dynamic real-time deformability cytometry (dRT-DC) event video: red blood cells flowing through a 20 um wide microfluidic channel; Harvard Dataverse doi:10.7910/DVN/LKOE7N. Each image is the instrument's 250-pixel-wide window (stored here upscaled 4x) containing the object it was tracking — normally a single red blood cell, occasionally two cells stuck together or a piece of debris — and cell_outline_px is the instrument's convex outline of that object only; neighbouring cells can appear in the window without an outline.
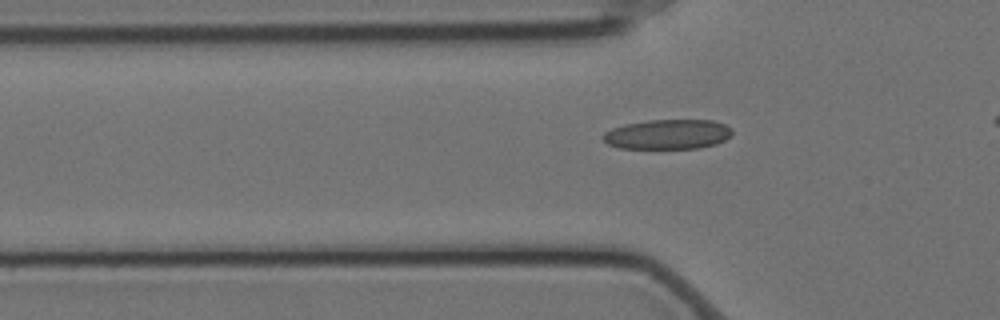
{"species": "Egyptian fruit bat (a non-hibernating species)", "species_latin": "Rousettus aegyptiacus", "temperature_condition": "cold", "stored_images_in_passage": 43, "camera_frame_rate_fps": 3000, "um_per_image_px": 0.085, "animal": {"sex": "female"}, "frame": {"image": 1, "passage_image": 14, "time_ms": 4.333, "image_size_px": [1000, 320], "cell_outline_px": [[732, 136], [716, 144], [700, 148], [620, 148], [608, 144], [600, 136], [604, 132], [612, 128], [624, 124], [648, 120], [712, 120], [724, 124], [732, 128]], "centroid_in_image_um": [56.76, 11.41], "position_along_channel_um": 69.0, "area_um2": 22.54}}
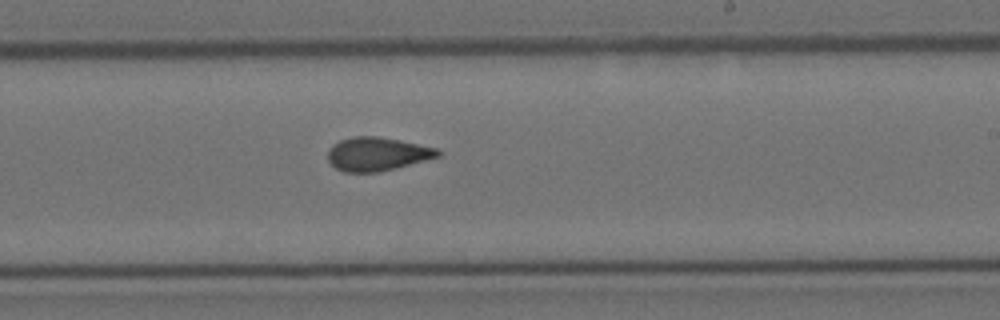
{"frame": {"image": 2, "passage_image": 30, "time_ms": 9.667, "image_size_px": [1000, 320], "cell_outline_px": [[440, 156], [396, 168], [380, 172], [344, 172], [336, 168], [328, 160], [328, 148], [332, 144], [340, 140], [352, 136], [376, 136], [436, 148], [440, 152]], "centroid_in_image_um": [32.0, 13.09], "position_along_channel_um": 257.0, "area_um2": 21.33}}
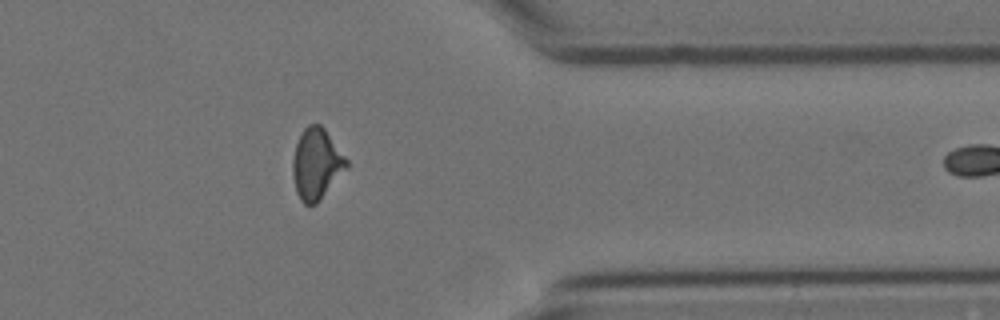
{"frame": {"image": 3, "passage_image": 42, "time_ms": 13.667, "image_size_px": [1000, 320], "cell_outline_px": [[348, 168], [316, 204], [304, 204], [300, 200], [296, 192], [292, 172], [292, 160], [296, 144], [304, 128], [308, 124], [320, 124], [324, 128], [348, 160]], "centroid_in_image_um": [26.9, 13.94], "position_along_channel_um": 384.5, "area_um2": 22.2}}